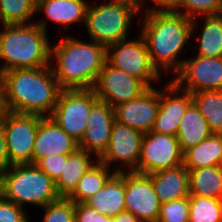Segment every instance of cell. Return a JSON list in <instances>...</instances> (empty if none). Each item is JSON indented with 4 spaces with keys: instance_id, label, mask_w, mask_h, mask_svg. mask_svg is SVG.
<instances>
[{
    "instance_id": "cell-1",
    "label": "cell",
    "mask_w": 222,
    "mask_h": 222,
    "mask_svg": "<svg viewBox=\"0 0 222 222\" xmlns=\"http://www.w3.org/2000/svg\"><path fill=\"white\" fill-rule=\"evenodd\" d=\"M140 28L147 45L153 67L161 71L177 74L184 60L177 58L194 34L197 19H190L176 11L144 12Z\"/></svg>"
},
{
    "instance_id": "cell-2",
    "label": "cell",
    "mask_w": 222,
    "mask_h": 222,
    "mask_svg": "<svg viewBox=\"0 0 222 222\" xmlns=\"http://www.w3.org/2000/svg\"><path fill=\"white\" fill-rule=\"evenodd\" d=\"M2 76L10 112L50 117L61 87L51 65L40 68L11 69Z\"/></svg>"
},
{
    "instance_id": "cell-3",
    "label": "cell",
    "mask_w": 222,
    "mask_h": 222,
    "mask_svg": "<svg viewBox=\"0 0 222 222\" xmlns=\"http://www.w3.org/2000/svg\"><path fill=\"white\" fill-rule=\"evenodd\" d=\"M50 58L51 64L56 61L51 67L62 90L92 89L106 63V46L63 37L51 45Z\"/></svg>"
},
{
    "instance_id": "cell-4",
    "label": "cell",
    "mask_w": 222,
    "mask_h": 222,
    "mask_svg": "<svg viewBox=\"0 0 222 222\" xmlns=\"http://www.w3.org/2000/svg\"><path fill=\"white\" fill-rule=\"evenodd\" d=\"M47 19L36 23L2 25L0 32V74L11 69L40 68L51 65V44Z\"/></svg>"
},
{
    "instance_id": "cell-5",
    "label": "cell",
    "mask_w": 222,
    "mask_h": 222,
    "mask_svg": "<svg viewBox=\"0 0 222 222\" xmlns=\"http://www.w3.org/2000/svg\"><path fill=\"white\" fill-rule=\"evenodd\" d=\"M0 195L20 207H44L60 199L55 182L31 163L13 164L0 173Z\"/></svg>"
},
{
    "instance_id": "cell-6",
    "label": "cell",
    "mask_w": 222,
    "mask_h": 222,
    "mask_svg": "<svg viewBox=\"0 0 222 222\" xmlns=\"http://www.w3.org/2000/svg\"><path fill=\"white\" fill-rule=\"evenodd\" d=\"M136 14L134 9L124 4L108 1L94 6L89 4L85 27L90 40L107 47L127 39L129 25Z\"/></svg>"
},
{
    "instance_id": "cell-7",
    "label": "cell",
    "mask_w": 222,
    "mask_h": 222,
    "mask_svg": "<svg viewBox=\"0 0 222 222\" xmlns=\"http://www.w3.org/2000/svg\"><path fill=\"white\" fill-rule=\"evenodd\" d=\"M98 101L93 88L61 90L50 117L79 143L87 129L91 109Z\"/></svg>"
},
{
    "instance_id": "cell-8",
    "label": "cell",
    "mask_w": 222,
    "mask_h": 222,
    "mask_svg": "<svg viewBox=\"0 0 222 222\" xmlns=\"http://www.w3.org/2000/svg\"><path fill=\"white\" fill-rule=\"evenodd\" d=\"M135 39L121 40L106 47V61L117 69L142 81L148 88L160 75L153 67L147 45L142 35Z\"/></svg>"
},
{
    "instance_id": "cell-9",
    "label": "cell",
    "mask_w": 222,
    "mask_h": 222,
    "mask_svg": "<svg viewBox=\"0 0 222 222\" xmlns=\"http://www.w3.org/2000/svg\"><path fill=\"white\" fill-rule=\"evenodd\" d=\"M42 118L10 111L4 115L5 142L11 165L33 164L34 142Z\"/></svg>"
},
{
    "instance_id": "cell-10",
    "label": "cell",
    "mask_w": 222,
    "mask_h": 222,
    "mask_svg": "<svg viewBox=\"0 0 222 222\" xmlns=\"http://www.w3.org/2000/svg\"><path fill=\"white\" fill-rule=\"evenodd\" d=\"M183 164V152L176 136L149 131L144 134L140 159L134 172L150 174Z\"/></svg>"
},
{
    "instance_id": "cell-11",
    "label": "cell",
    "mask_w": 222,
    "mask_h": 222,
    "mask_svg": "<svg viewBox=\"0 0 222 222\" xmlns=\"http://www.w3.org/2000/svg\"><path fill=\"white\" fill-rule=\"evenodd\" d=\"M176 76L172 81L180 89L191 94L199 91L222 90V57L196 56L184 59Z\"/></svg>"
},
{
    "instance_id": "cell-12",
    "label": "cell",
    "mask_w": 222,
    "mask_h": 222,
    "mask_svg": "<svg viewBox=\"0 0 222 222\" xmlns=\"http://www.w3.org/2000/svg\"><path fill=\"white\" fill-rule=\"evenodd\" d=\"M93 89L100 101L114 108L139 97L148 87L139 79L111 66L106 61Z\"/></svg>"
},
{
    "instance_id": "cell-13",
    "label": "cell",
    "mask_w": 222,
    "mask_h": 222,
    "mask_svg": "<svg viewBox=\"0 0 222 222\" xmlns=\"http://www.w3.org/2000/svg\"><path fill=\"white\" fill-rule=\"evenodd\" d=\"M125 209L141 222H158L161 203L149 174L125 172Z\"/></svg>"
},
{
    "instance_id": "cell-14",
    "label": "cell",
    "mask_w": 222,
    "mask_h": 222,
    "mask_svg": "<svg viewBox=\"0 0 222 222\" xmlns=\"http://www.w3.org/2000/svg\"><path fill=\"white\" fill-rule=\"evenodd\" d=\"M143 137L144 133L115 120L108 148L98 160L108 167L114 161L121 162L127 167V172L135 171L140 159Z\"/></svg>"
},
{
    "instance_id": "cell-15",
    "label": "cell",
    "mask_w": 222,
    "mask_h": 222,
    "mask_svg": "<svg viewBox=\"0 0 222 222\" xmlns=\"http://www.w3.org/2000/svg\"><path fill=\"white\" fill-rule=\"evenodd\" d=\"M167 83L159 91V108L151 131L176 136L181 118L193 98L190 92L180 89L172 80Z\"/></svg>"
},
{
    "instance_id": "cell-16",
    "label": "cell",
    "mask_w": 222,
    "mask_h": 222,
    "mask_svg": "<svg viewBox=\"0 0 222 222\" xmlns=\"http://www.w3.org/2000/svg\"><path fill=\"white\" fill-rule=\"evenodd\" d=\"M159 108V91L150 87L139 97L116 107L115 120L142 133L151 131Z\"/></svg>"
},
{
    "instance_id": "cell-17",
    "label": "cell",
    "mask_w": 222,
    "mask_h": 222,
    "mask_svg": "<svg viewBox=\"0 0 222 222\" xmlns=\"http://www.w3.org/2000/svg\"><path fill=\"white\" fill-rule=\"evenodd\" d=\"M114 121V108L99 100L91 109L79 149L96 155L98 160L108 148Z\"/></svg>"
},
{
    "instance_id": "cell-18",
    "label": "cell",
    "mask_w": 222,
    "mask_h": 222,
    "mask_svg": "<svg viewBox=\"0 0 222 222\" xmlns=\"http://www.w3.org/2000/svg\"><path fill=\"white\" fill-rule=\"evenodd\" d=\"M79 149V144L60 128L51 117H43L34 142L33 164L55 154L70 155Z\"/></svg>"
},
{
    "instance_id": "cell-19",
    "label": "cell",
    "mask_w": 222,
    "mask_h": 222,
    "mask_svg": "<svg viewBox=\"0 0 222 222\" xmlns=\"http://www.w3.org/2000/svg\"><path fill=\"white\" fill-rule=\"evenodd\" d=\"M125 169L118 166L104 187L84 203L109 217H116L125 209Z\"/></svg>"
},
{
    "instance_id": "cell-20",
    "label": "cell",
    "mask_w": 222,
    "mask_h": 222,
    "mask_svg": "<svg viewBox=\"0 0 222 222\" xmlns=\"http://www.w3.org/2000/svg\"><path fill=\"white\" fill-rule=\"evenodd\" d=\"M160 203L190 196L189 171L183 165L149 174Z\"/></svg>"
},
{
    "instance_id": "cell-21",
    "label": "cell",
    "mask_w": 222,
    "mask_h": 222,
    "mask_svg": "<svg viewBox=\"0 0 222 222\" xmlns=\"http://www.w3.org/2000/svg\"><path fill=\"white\" fill-rule=\"evenodd\" d=\"M88 5L86 0H37L36 14L44 11L47 19L68 28L78 22L85 25Z\"/></svg>"
},
{
    "instance_id": "cell-22",
    "label": "cell",
    "mask_w": 222,
    "mask_h": 222,
    "mask_svg": "<svg viewBox=\"0 0 222 222\" xmlns=\"http://www.w3.org/2000/svg\"><path fill=\"white\" fill-rule=\"evenodd\" d=\"M221 158L222 134H211L183 152V165L188 170L220 166Z\"/></svg>"
},
{
    "instance_id": "cell-23",
    "label": "cell",
    "mask_w": 222,
    "mask_h": 222,
    "mask_svg": "<svg viewBox=\"0 0 222 222\" xmlns=\"http://www.w3.org/2000/svg\"><path fill=\"white\" fill-rule=\"evenodd\" d=\"M92 153L78 149L66 158L63 170L55 187L60 198H67L76 188L79 180L95 164L90 159Z\"/></svg>"
},
{
    "instance_id": "cell-24",
    "label": "cell",
    "mask_w": 222,
    "mask_h": 222,
    "mask_svg": "<svg viewBox=\"0 0 222 222\" xmlns=\"http://www.w3.org/2000/svg\"><path fill=\"white\" fill-rule=\"evenodd\" d=\"M211 134L207 121L192 103L182 116L176 135L181 151L196 146Z\"/></svg>"
},
{
    "instance_id": "cell-25",
    "label": "cell",
    "mask_w": 222,
    "mask_h": 222,
    "mask_svg": "<svg viewBox=\"0 0 222 222\" xmlns=\"http://www.w3.org/2000/svg\"><path fill=\"white\" fill-rule=\"evenodd\" d=\"M189 171L190 196L222 200V166H211Z\"/></svg>"
},
{
    "instance_id": "cell-26",
    "label": "cell",
    "mask_w": 222,
    "mask_h": 222,
    "mask_svg": "<svg viewBox=\"0 0 222 222\" xmlns=\"http://www.w3.org/2000/svg\"><path fill=\"white\" fill-rule=\"evenodd\" d=\"M104 163L97 160L79 180L75 190L67 197L74 203H84L104 187L109 178L115 173ZM112 172V173H110Z\"/></svg>"
},
{
    "instance_id": "cell-27",
    "label": "cell",
    "mask_w": 222,
    "mask_h": 222,
    "mask_svg": "<svg viewBox=\"0 0 222 222\" xmlns=\"http://www.w3.org/2000/svg\"><path fill=\"white\" fill-rule=\"evenodd\" d=\"M191 95L211 133L222 134V90L199 91Z\"/></svg>"
},
{
    "instance_id": "cell-28",
    "label": "cell",
    "mask_w": 222,
    "mask_h": 222,
    "mask_svg": "<svg viewBox=\"0 0 222 222\" xmlns=\"http://www.w3.org/2000/svg\"><path fill=\"white\" fill-rule=\"evenodd\" d=\"M197 56L222 57V14L204 16Z\"/></svg>"
},
{
    "instance_id": "cell-29",
    "label": "cell",
    "mask_w": 222,
    "mask_h": 222,
    "mask_svg": "<svg viewBox=\"0 0 222 222\" xmlns=\"http://www.w3.org/2000/svg\"><path fill=\"white\" fill-rule=\"evenodd\" d=\"M37 0H0L1 25L29 24L36 15Z\"/></svg>"
},
{
    "instance_id": "cell-30",
    "label": "cell",
    "mask_w": 222,
    "mask_h": 222,
    "mask_svg": "<svg viewBox=\"0 0 222 222\" xmlns=\"http://www.w3.org/2000/svg\"><path fill=\"white\" fill-rule=\"evenodd\" d=\"M189 222H222V200L190 196Z\"/></svg>"
},
{
    "instance_id": "cell-31",
    "label": "cell",
    "mask_w": 222,
    "mask_h": 222,
    "mask_svg": "<svg viewBox=\"0 0 222 222\" xmlns=\"http://www.w3.org/2000/svg\"><path fill=\"white\" fill-rule=\"evenodd\" d=\"M175 11L190 19L200 15H218L222 14V0H177Z\"/></svg>"
},
{
    "instance_id": "cell-32",
    "label": "cell",
    "mask_w": 222,
    "mask_h": 222,
    "mask_svg": "<svg viewBox=\"0 0 222 222\" xmlns=\"http://www.w3.org/2000/svg\"><path fill=\"white\" fill-rule=\"evenodd\" d=\"M190 196L161 204L158 222H189Z\"/></svg>"
},
{
    "instance_id": "cell-33",
    "label": "cell",
    "mask_w": 222,
    "mask_h": 222,
    "mask_svg": "<svg viewBox=\"0 0 222 222\" xmlns=\"http://www.w3.org/2000/svg\"><path fill=\"white\" fill-rule=\"evenodd\" d=\"M43 208V222H75V203L67 198H60Z\"/></svg>"
},
{
    "instance_id": "cell-34",
    "label": "cell",
    "mask_w": 222,
    "mask_h": 222,
    "mask_svg": "<svg viewBox=\"0 0 222 222\" xmlns=\"http://www.w3.org/2000/svg\"><path fill=\"white\" fill-rule=\"evenodd\" d=\"M68 155H48L40 159L35 165L47 174L54 182L59 179Z\"/></svg>"
},
{
    "instance_id": "cell-35",
    "label": "cell",
    "mask_w": 222,
    "mask_h": 222,
    "mask_svg": "<svg viewBox=\"0 0 222 222\" xmlns=\"http://www.w3.org/2000/svg\"><path fill=\"white\" fill-rule=\"evenodd\" d=\"M24 209L0 195V222H29Z\"/></svg>"
},
{
    "instance_id": "cell-36",
    "label": "cell",
    "mask_w": 222,
    "mask_h": 222,
    "mask_svg": "<svg viewBox=\"0 0 222 222\" xmlns=\"http://www.w3.org/2000/svg\"><path fill=\"white\" fill-rule=\"evenodd\" d=\"M75 222H113V218L101 214L85 203H75Z\"/></svg>"
},
{
    "instance_id": "cell-37",
    "label": "cell",
    "mask_w": 222,
    "mask_h": 222,
    "mask_svg": "<svg viewBox=\"0 0 222 222\" xmlns=\"http://www.w3.org/2000/svg\"><path fill=\"white\" fill-rule=\"evenodd\" d=\"M9 163L8 152L5 142L4 116L0 117V173L7 169Z\"/></svg>"
},
{
    "instance_id": "cell-38",
    "label": "cell",
    "mask_w": 222,
    "mask_h": 222,
    "mask_svg": "<svg viewBox=\"0 0 222 222\" xmlns=\"http://www.w3.org/2000/svg\"><path fill=\"white\" fill-rule=\"evenodd\" d=\"M157 5L151 6V8L144 10V12H153V11H175L177 0H152ZM141 3L142 0H140V11H141Z\"/></svg>"
},
{
    "instance_id": "cell-39",
    "label": "cell",
    "mask_w": 222,
    "mask_h": 222,
    "mask_svg": "<svg viewBox=\"0 0 222 222\" xmlns=\"http://www.w3.org/2000/svg\"><path fill=\"white\" fill-rule=\"evenodd\" d=\"M7 112H9V108L6 101L5 81L0 74V117H3Z\"/></svg>"
},
{
    "instance_id": "cell-40",
    "label": "cell",
    "mask_w": 222,
    "mask_h": 222,
    "mask_svg": "<svg viewBox=\"0 0 222 222\" xmlns=\"http://www.w3.org/2000/svg\"><path fill=\"white\" fill-rule=\"evenodd\" d=\"M113 222H141L134 214L123 211L113 218Z\"/></svg>"
},
{
    "instance_id": "cell-41",
    "label": "cell",
    "mask_w": 222,
    "mask_h": 222,
    "mask_svg": "<svg viewBox=\"0 0 222 222\" xmlns=\"http://www.w3.org/2000/svg\"><path fill=\"white\" fill-rule=\"evenodd\" d=\"M109 1L127 5L132 9H134L137 13L140 12V0H109Z\"/></svg>"
}]
</instances>
